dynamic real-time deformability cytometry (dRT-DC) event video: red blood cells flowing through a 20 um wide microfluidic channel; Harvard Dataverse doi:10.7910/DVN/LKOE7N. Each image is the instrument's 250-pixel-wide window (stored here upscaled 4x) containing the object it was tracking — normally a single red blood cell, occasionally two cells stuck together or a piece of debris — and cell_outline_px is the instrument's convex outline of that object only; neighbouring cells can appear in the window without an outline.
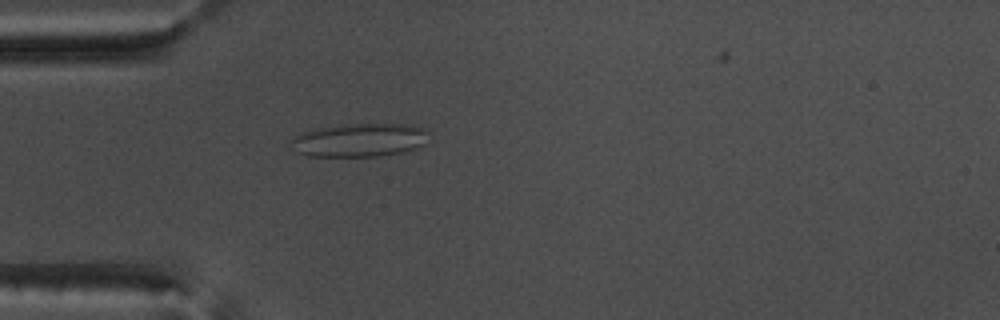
{"species": "common noctule bat (a hibernating species)", "species_latin": "Nyctalus noctula", "temperature_condition": "warm", "stored_images_in_passage": 39, "camera_frame_rate_fps": 3000, "um_per_image_px": 0.085, "animal": {"sex": "male", "body_mass_g": 17.5, "forearm_length_mm": 52.3}, "frame": {"image": 1, "passage_image": 1, "time_ms": 0.0, "image_size_px": [1000, 320], "cell_outline_px": [[424, 144], [416, 148], [400, 152], [380, 156], [308, 156], [296, 152], [292, 140], [300, 132], [316, 128], [352, 124], [404, 124], [420, 128], [424, 132]], "centroid_in_image_um": [30.49, 11.91], "position_along_channel_um": 54.5, "area_um2": 26.18}}
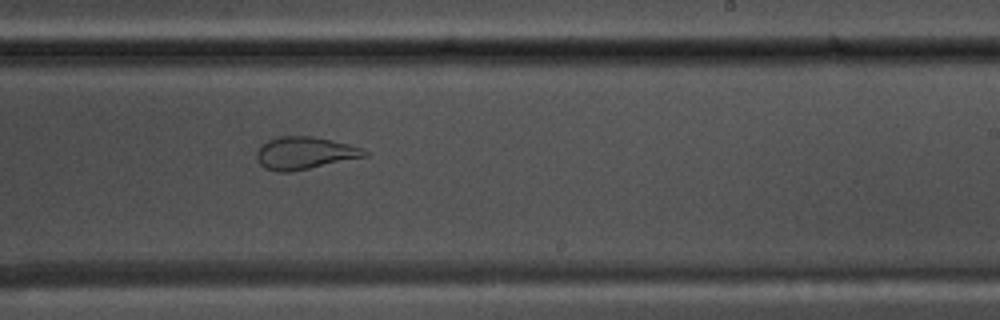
{"frame": {"image": 2, "passage_image": 18, "time_ms": 5.667, "image_size_px": [1000, 320], "cell_outline_px": [[368, 156], [288, 172], [276, 172], [264, 168], [256, 160], [256, 152], [260, 144], [268, 140], [280, 136], [312, 136], [332, 140], [348, 144], [360, 148], [368, 152]], "centroid_in_image_um": [25.83, 13.0], "position_along_channel_um": 263.2, "area_um2": 20.35}}
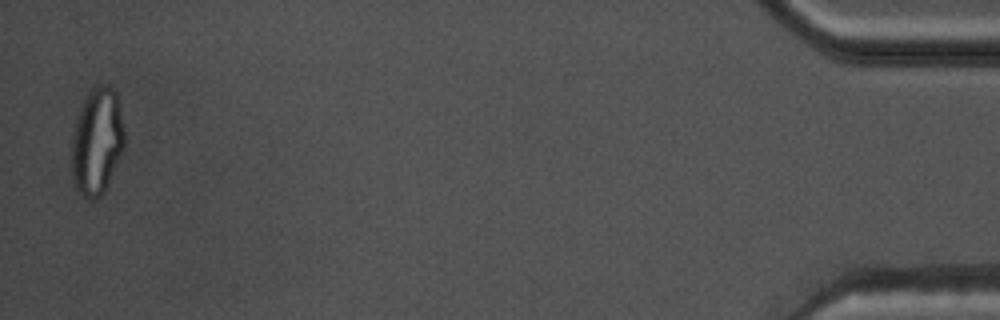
{"frame": {"image": 3, "passage_image": 38, "time_ms": 12.333, "image_size_px": [1000, 320], "cell_outline_px": [[124, 148], [104, 192], [96, 200], [88, 200], [76, 188], [72, 172], [72, 136], [76, 120], [80, 108], [84, 100], [92, 88], [100, 84], [108, 84], [116, 92], [124, 128]], "centroid_in_image_um": [8.25, 12.02], "position_along_channel_um": 427.0, "area_um2": 32.77}}